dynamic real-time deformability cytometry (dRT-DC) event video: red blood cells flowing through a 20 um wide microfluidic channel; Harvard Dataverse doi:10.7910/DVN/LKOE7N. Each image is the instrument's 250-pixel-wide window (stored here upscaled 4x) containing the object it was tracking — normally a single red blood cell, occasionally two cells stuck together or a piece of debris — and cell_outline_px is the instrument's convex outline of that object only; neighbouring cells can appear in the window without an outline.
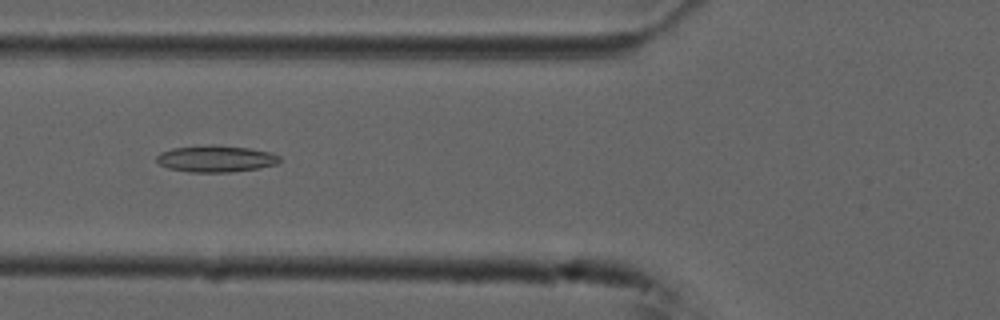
{"species": "common noctule bat (a hibernating species)", "species_latin": "Nyctalus noctula", "temperature_condition": "cold", "stored_images_in_passage": 54, "camera_frame_rate_fps": 3000, "um_per_image_px": 0.085, "animal": {"sex": "male", "forearm_length_mm": 52.5}, "frame": {"image": 1, "passage_image": 21, "time_ms": 6.667, "image_size_px": [1000, 320], "cell_outline_px": [[280, 160], [276, 164], [260, 168], [232, 172], [188, 172], [168, 168], [160, 164], [156, 160], [156, 156], [160, 152], [172, 148], [208, 144], [212, 144], [248, 148], [272, 152], [280, 156]], "centroid_in_image_um": [18.34, 13.49], "position_along_channel_um": 107.5, "area_um2": 19.31}}
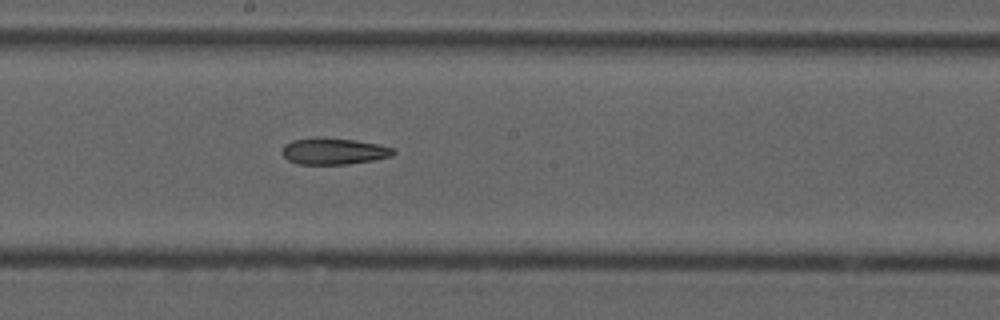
{"frame": {"image": 2, "passage_image": 30, "time_ms": 9.667, "image_size_px": [1000, 320], "cell_outline_px": [[396, 152], [392, 156], [372, 160], [348, 164], [296, 164], [288, 160], [280, 152], [284, 144], [292, 140], [356, 140], [380, 144], [396, 148]], "centroid_in_image_um": [28.41, 12.89], "position_along_channel_um": 219.8, "area_um2": 16.65}}
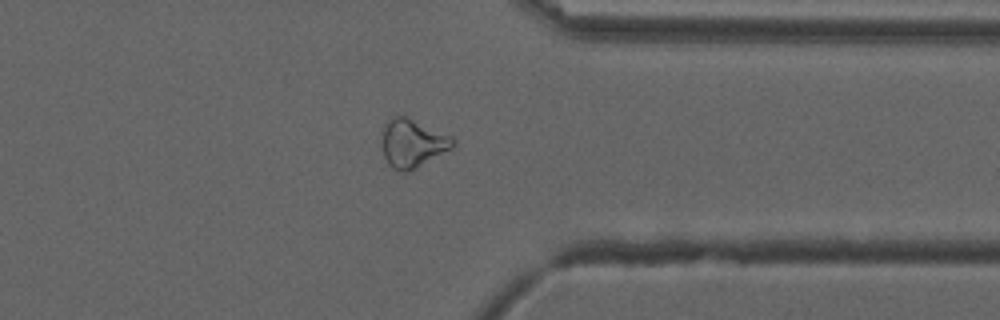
{"frame": {"image": 3, "passage_image": 43, "time_ms": 14.0, "image_size_px": [1000, 320], "cell_outline_px": [[456, 144], [452, 148], [416, 168], [408, 172], [400, 172], [392, 168], [388, 164], [384, 156], [384, 128], [388, 120], [396, 116], [408, 116], [452, 136], [456, 140]], "centroid_in_image_um": [35.11, 12.18], "position_along_channel_um": 376.3, "area_um2": 19.83}}